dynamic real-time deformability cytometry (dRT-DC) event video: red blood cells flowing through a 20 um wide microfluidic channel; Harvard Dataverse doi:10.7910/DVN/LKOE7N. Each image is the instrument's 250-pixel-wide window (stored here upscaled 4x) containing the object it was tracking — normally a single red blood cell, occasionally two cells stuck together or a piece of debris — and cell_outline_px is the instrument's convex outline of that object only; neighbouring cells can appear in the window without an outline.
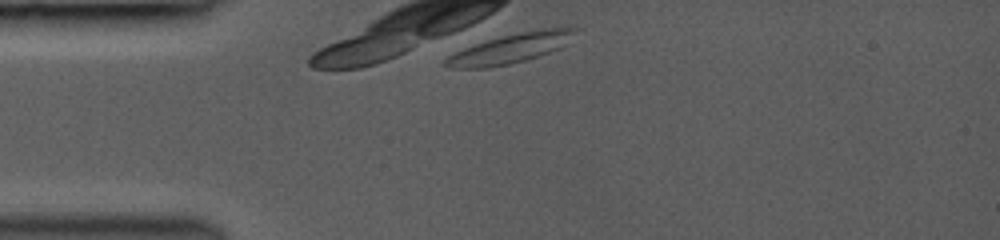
{"species": "common noctule bat (a hibernating species)", "species_latin": "Nyctalus noctula", "temperature_condition": "room temperature", "stored_images_in_passage": 23, "camera_frame_rate_fps": 3000, "um_per_image_px": 0.085, "animal": {"sex": "female", "body_mass_g": 19.0, "forearm_length_mm": 53.3}, "frame": {"image": 1, "passage_image": 1, "time_ms": 0.0, "image_size_px": [1000, 240], "cell_outline_px": [[580, 28], [560, 48], [524, 60], [508, 64], [484, 68], [452, 68], [444, 64], [444, 60], [448, 56], [464, 48], [500, 36], [520, 32], [548, 28]], "centroid_in_image_um": [43.37, 4.11], "position_along_channel_um": 41.6, "area_um2": 21.62}}